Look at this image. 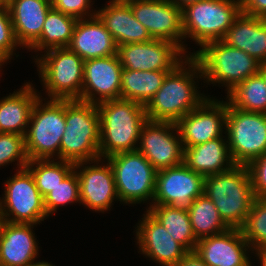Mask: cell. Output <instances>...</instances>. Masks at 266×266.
<instances>
[{
    "label": "cell",
    "instance_id": "e0dca14e",
    "mask_svg": "<svg viewBox=\"0 0 266 266\" xmlns=\"http://www.w3.org/2000/svg\"><path fill=\"white\" fill-rule=\"evenodd\" d=\"M101 160L103 159L91 161L94 165H88L91 164L90 161L74 165L79 181L80 204L95 212L108 211L114 199L119 201L112 167L109 162L98 165Z\"/></svg>",
    "mask_w": 266,
    "mask_h": 266
},
{
    "label": "cell",
    "instance_id": "6da1fadb",
    "mask_svg": "<svg viewBox=\"0 0 266 266\" xmlns=\"http://www.w3.org/2000/svg\"><path fill=\"white\" fill-rule=\"evenodd\" d=\"M195 78H203L200 64L187 55L145 106L147 120L176 123L197 108L207 96L198 92Z\"/></svg>",
    "mask_w": 266,
    "mask_h": 266
},
{
    "label": "cell",
    "instance_id": "52a82bcc",
    "mask_svg": "<svg viewBox=\"0 0 266 266\" xmlns=\"http://www.w3.org/2000/svg\"><path fill=\"white\" fill-rule=\"evenodd\" d=\"M41 95L31 110L25 135V150L29 160L59 159L62 136L65 132V100L42 102ZM56 153V154H55Z\"/></svg>",
    "mask_w": 266,
    "mask_h": 266
},
{
    "label": "cell",
    "instance_id": "5b68a950",
    "mask_svg": "<svg viewBox=\"0 0 266 266\" xmlns=\"http://www.w3.org/2000/svg\"><path fill=\"white\" fill-rule=\"evenodd\" d=\"M188 56H193L200 64L203 80L208 84L224 85L227 93L248 77L259 73L261 65L245 51L228 46L221 40L206 43Z\"/></svg>",
    "mask_w": 266,
    "mask_h": 266
},
{
    "label": "cell",
    "instance_id": "83f0119b",
    "mask_svg": "<svg viewBox=\"0 0 266 266\" xmlns=\"http://www.w3.org/2000/svg\"><path fill=\"white\" fill-rule=\"evenodd\" d=\"M167 71H139L122 68L120 98L146 106L162 86Z\"/></svg>",
    "mask_w": 266,
    "mask_h": 266
},
{
    "label": "cell",
    "instance_id": "2e32d148",
    "mask_svg": "<svg viewBox=\"0 0 266 266\" xmlns=\"http://www.w3.org/2000/svg\"><path fill=\"white\" fill-rule=\"evenodd\" d=\"M216 100L207 97L197 108L176 122L184 148L223 136L227 101Z\"/></svg>",
    "mask_w": 266,
    "mask_h": 266
},
{
    "label": "cell",
    "instance_id": "d4e9b609",
    "mask_svg": "<svg viewBox=\"0 0 266 266\" xmlns=\"http://www.w3.org/2000/svg\"><path fill=\"white\" fill-rule=\"evenodd\" d=\"M221 41L228 46L245 51L260 63H265L266 19L241 12Z\"/></svg>",
    "mask_w": 266,
    "mask_h": 266
},
{
    "label": "cell",
    "instance_id": "74e56055",
    "mask_svg": "<svg viewBox=\"0 0 266 266\" xmlns=\"http://www.w3.org/2000/svg\"><path fill=\"white\" fill-rule=\"evenodd\" d=\"M91 0H52V7L77 19H87L96 16V10H89ZM92 12V13H91Z\"/></svg>",
    "mask_w": 266,
    "mask_h": 266
},
{
    "label": "cell",
    "instance_id": "603a6c76",
    "mask_svg": "<svg viewBox=\"0 0 266 266\" xmlns=\"http://www.w3.org/2000/svg\"><path fill=\"white\" fill-rule=\"evenodd\" d=\"M96 16L110 32L117 46L151 41L146 28L135 18L125 0H112Z\"/></svg>",
    "mask_w": 266,
    "mask_h": 266
},
{
    "label": "cell",
    "instance_id": "bcb514c9",
    "mask_svg": "<svg viewBox=\"0 0 266 266\" xmlns=\"http://www.w3.org/2000/svg\"><path fill=\"white\" fill-rule=\"evenodd\" d=\"M9 0H0V7H6L8 6Z\"/></svg>",
    "mask_w": 266,
    "mask_h": 266
},
{
    "label": "cell",
    "instance_id": "8992f818",
    "mask_svg": "<svg viewBox=\"0 0 266 266\" xmlns=\"http://www.w3.org/2000/svg\"><path fill=\"white\" fill-rule=\"evenodd\" d=\"M242 12L241 0H200L182 8L184 38H192L200 49L220 41Z\"/></svg>",
    "mask_w": 266,
    "mask_h": 266
},
{
    "label": "cell",
    "instance_id": "8fae6325",
    "mask_svg": "<svg viewBox=\"0 0 266 266\" xmlns=\"http://www.w3.org/2000/svg\"><path fill=\"white\" fill-rule=\"evenodd\" d=\"M5 185L4 196L0 198V220L36 225L48 218L44 197L26 167L18 169Z\"/></svg>",
    "mask_w": 266,
    "mask_h": 266
},
{
    "label": "cell",
    "instance_id": "60d3db41",
    "mask_svg": "<svg viewBox=\"0 0 266 266\" xmlns=\"http://www.w3.org/2000/svg\"><path fill=\"white\" fill-rule=\"evenodd\" d=\"M176 266H207L195 251H189Z\"/></svg>",
    "mask_w": 266,
    "mask_h": 266
},
{
    "label": "cell",
    "instance_id": "f1b7e54d",
    "mask_svg": "<svg viewBox=\"0 0 266 266\" xmlns=\"http://www.w3.org/2000/svg\"><path fill=\"white\" fill-rule=\"evenodd\" d=\"M77 21V18L63 14L52 7L46 15L40 37L28 50L40 52L44 50L45 52L50 49L68 47Z\"/></svg>",
    "mask_w": 266,
    "mask_h": 266
},
{
    "label": "cell",
    "instance_id": "7a4b0ae2",
    "mask_svg": "<svg viewBox=\"0 0 266 266\" xmlns=\"http://www.w3.org/2000/svg\"><path fill=\"white\" fill-rule=\"evenodd\" d=\"M97 109L101 159L120 152L136 151L142 126L147 121L145 106L119 98L100 102Z\"/></svg>",
    "mask_w": 266,
    "mask_h": 266
},
{
    "label": "cell",
    "instance_id": "30bf717a",
    "mask_svg": "<svg viewBox=\"0 0 266 266\" xmlns=\"http://www.w3.org/2000/svg\"><path fill=\"white\" fill-rule=\"evenodd\" d=\"M226 131L229 151L237 165H248L266 152V114L242 111L227 101Z\"/></svg>",
    "mask_w": 266,
    "mask_h": 266
},
{
    "label": "cell",
    "instance_id": "f6af8a7d",
    "mask_svg": "<svg viewBox=\"0 0 266 266\" xmlns=\"http://www.w3.org/2000/svg\"><path fill=\"white\" fill-rule=\"evenodd\" d=\"M31 266H54L53 264L48 263L47 261H36L35 263H33Z\"/></svg>",
    "mask_w": 266,
    "mask_h": 266
},
{
    "label": "cell",
    "instance_id": "277c9868",
    "mask_svg": "<svg viewBox=\"0 0 266 266\" xmlns=\"http://www.w3.org/2000/svg\"><path fill=\"white\" fill-rule=\"evenodd\" d=\"M65 124L59 160L76 164L101 158L97 104L81 100H65Z\"/></svg>",
    "mask_w": 266,
    "mask_h": 266
},
{
    "label": "cell",
    "instance_id": "5bb4252c",
    "mask_svg": "<svg viewBox=\"0 0 266 266\" xmlns=\"http://www.w3.org/2000/svg\"><path fill=\"white\" fill-rule=\"evenodd\" d=\"M117 56L122 68L125 69L171 72L187 54L170 41L152 39L147 42L119 45Z\"/></svg>",
    "mask_w": 266,
    "mask_h": 266
},
{
    "label": "cell",
    "instance_id": "d590c367",
    "mask_svg": "<svg viewBox=\"0 0 266 266\" xmlns=\"http://www.w3.org/2000/svg\"><path fill=\"white\" fill-rule=\"evenodd\" d=\"M15 161H18L19 169L25 168L29 162L25 150V135L0 133V166Z\"/></svg>",
    "mask_w": 266,
    "mask_h": 266
},
{
    "label": "cell",
    "instance_id": "4fadbf2b",
    "mask_svg": "<svg viewBox=\"0 0 266 266\" xmlns=\"http://www.w3.org/2000/svg\"><path fill=\"white\" fill-rule=\"evenodd\" d=\"M139 141L137 150L157 171L184 163V147L176 123L147 120Z\"/></svg>",
    "mask_w": 266,
    "mask_h": 266
},
{
    "label": "cell",
    "instance_id": "ffe728a7",
    "mask_svg": "<svg viewBox=\"0 0 266 266\" xmlns=\"http://www.w3.org/2000/svg\"><path fill=\"white\" fill-rule=\"evenodd\" d=\"M141 219L135 230L140 252L161 266H176L189 251L148 211Z\"/></svg>",
    "mask_w": 266,
    "mask_h": 266
},
{
    "label": "cell",
    "instance_id": "44dd1931",
    "mask_svg": "<svg viewBox=\"0 0 266 266\" xmlns=\"http://www.w3.org/2000/svg\"><path fill=\"white\" fill-rule=\"evenodd\" d=\"M34 224L0 220V266H31L38 255Z\"/></svg>",
    "mask_w": 266,
    "mask_h": 266
},
{
    "label": "cell",
    "instance_id": "d6986e66",
    "mask_svg": "<svg viewBox=\"0 0 266 266\" xmlns=\"http://www.w3.org/2000/svg\"><path fill=\"white\" fill-rule=\"evenodd\" d=\"M248 249L251 251L241 229L229 228L199 239L194 251L207 266H252Z\"/></svg>",
    "mask_w": 266,
    "mask_h": 266
},
{
    "label": "cell",
    "instance_id": "836d02e7",
    "mask_svg": "<svg viewBox=\"0 0 266 266\" xmlns=\"http://www.w3.org/2000/svg\"><path fill=\"white\" fill-rule=\"evenodd\" d=\"M241 231L252 253L266 246V198L255 197Z\"/></svg>",
    "mask_w": 266,
    "mask_h": 266
},
{
    "label": "cell",
    "instance_id": "f546056e",
    "mask_svg": "<svg viewBox=\"0 0 266 266\" xmlns=\"http://www.w3.org/2000/svg\"><path fill=\"white\" fill-rule=\"evenodd\" d=\"M146 210L166 228L175 241L188 251H194L198 240L194 236L187 209L171 205H150Z\"/></svg>",
    "mask_w": 266,
    "mask_h": 266
},
{
    "label": "cell",
    "instance_id": "8d00e7d4",
    "mask_svg": "<svg viewBox=\"0 0 266 266\" xmlns=\"http://www.w3.org/2000/svg\"><path fill=\"white\" fill-rule=\"evenodd\" d=\"M19 46L20 44L14 34L8 6L0 7V54L9 61Z\"/></svg>",
    "mask_w": 266,
    "mask_h": 266
},
{
    "label": "cell",
    "instance_id": "4316f807",
    "mask_svg": "<svg viewBox=\"0 0 266 266\" xmlns=\"http://www.w3.org/2000/svg\"><path fill=\"white\" fill-rule=\"evenodd\" d=\"M26 82L18 91L0 100V133L26 135L31 110L40 94Z\"/></svg>",
    "mask_w": 266,
    "mask_h": 266
},
{
    "label": "cell",
    "instance_id": "f35d334b",
    "mask_svg": "<svg viewBox=\"0 0 266 266\" xmlns=\"http://www.w3.org/2000/svg\"><path fill=\"white\" fill-rule=\"evenodd\" d=\"M255 197L266 198V152L248 165Z\"/></svg>",
    "mask_w": 266,
    "mask_h": 266
},
{
    "label": "cell",
    "instance_id": "e575fe53",
    "mask_svg": "<svg viewBox=\"0 0 266 266\" xmlns=\"http://www.w3.org/2000/svg\"><path fill=\"white\" fill-rule=\"evenodd\" d=\"M80 203L79 181L76 171L73 169L67 177L44 197V206L47 216L57 210L59 206Z\"/></svg>",
    "mask_w": 266,
    "mask_h": 266
},
{
    "label": "cell",
    "instance_id": "7dc6e473",
    "mask_svg": "<svg viewBox=\"0 0 266 266\" xmlns=\"http://www.w3.org/2000/svg\"><path fill=\"white\" fill-rule=\"evenodd\" d=\"M4 63H7V60L0 54V68L4 65Z\"/></svg>",
    "mask_w": 266,
    "mask_h": 266
},
{
    "label": "cell",
    "instance_id": "1f68e13d",
    "mask_svg": "<svg viewBox=\"0 0 266 266\" xmlns=\"http://www.w3.org/2000/svg\"><path fill=\"white\" fill-rule=\"evenodd\" d=\"M227 94L226 99L233 107L266 114V81L260 72L237 84Z\"/></svg>",
    "mask_w": 266,
    "mask_h": 266
},
{
    "label": "cell",
    "instance_id": "4dcf8cb0",
    "mask_svg": "<svg viewBox=\"0 0 266 266\" xmlns=\"http://www.w3.org/2000/svg\"><path fill=\"white\" fill-rule=\"evenodd\" d=\"M187 211L197 240L229 229L222 220L215 204L205 194L197 197Z\"/></svg>",
    "mask_w": 266,
    "mask_h": 266
},
{
    "label": "cell",
    "instance_id": "7c38bea8",
    "mask_svg": "<svg viewBox=\"0 0 266 266\" xmlns=\"http://www.w3.org/2000/svg\"><path fill=\"white\" fill-rule=\"evenodd\" d=\"M135 18L146 28L152 39L167 40L184 53L186 47L182 28V9L173 0H125ZM182 39V40H181Z\"/></svg>",
    "mask_w": 266,
    "mask_h": 266
},
{
    "label": "cell",
    "instance_id": "ab89813d",
    "mask_svg": "<svg viewBox=\"0 0 266 266\" xmlns=\"http://www.w3.org/2000/svg\"><path fill=\"white\" fill-rule=\"evenodd\" d=\"M242 13L266 19V0H241Z\"/></svg>",
    "mask_w": 266,
    "mask_h": 266
},
{
    "label": "cell",
    "instance_id": "9a60e30c",
    "mask_svg": "<svg viewBox=\"0 0 266 266\" xmlns=\"http://www.w3.org/2000/svg\"><path fill=\"white\" fill-rule=\"evenodd\" d=\"M204 177L184 163L157 171L155 193L150 205L188 209L203 194Z\"/></svg>",
    "mask_w": 266,
    "mask_h": 266
},
{
    "label": "cell",
    "instance_id": "c3c4849f",
    "mask_svg": "<svg viewBox=\"0 0 266 266\" xmlns=\"http://www.w3.org/2000/svg\"><path fill=\"white\" fill-rule=\"evenodd\" d=\"M261 251L266 255V246Z\"/></svg>",
    "mask_w": 266,
    "mask_h": 266
},
{
    "label": "cell",
    "instance_id": "7402d4cb",
    "mask_svg": "<svg viewBox=\"0 0 266 266\" xmlns=\"http://www.w3.org/2000/svg\"><path fill=\"white\" fill-rule=\"evenodd\" d=\"M68 48L84 61L117 54V44L97 16L78 19Z\"/></svg>",
    "mask_w": 266,
    "mask_h": 266
},
{
    "label": "cell",
    "instance_id": "d6a6232c",
    "mask_svg": "<svg viewBox=\"0 0 266 266\" xmlns=\"http://www.w3.org/2000/svg\"><path fill=\"white\" fill-rule=\"evenodd\" d=\"M54 159L29 160L26 166L43 197L48 195L74 169V163L63 160L55 162Z\"/></svg>",
    "mask_w": 266,
    "mask_h": 266
},
{
    "label": "cell",
    "instance_id": "b9f144b4",
    "mask_svg": "<svg viewBox=\"0 0 266 266\" xmlns=\"http://www.w3.org/2000/svg\"><path fill=\"white\" fill-rule=\"evenodd\" d=\"M200 0H173V2L179 7V8H184L188 4L195 3Z\"/></svg>",
    "mask_w": 266,
    "mask_h": 266
},
{
    "label": "cell",
    "instance_id": "9c48e42d",
    "mask_svg": "<svg viewBox=\"0 0 266 266\" xmlns=\"http://www.w3.org/2000/svg\"><path fill=\"white\" fill-rule=\"evenodd\" d=\"M110 163L120 203L153 202L157 170L138 150L120 152L106 158Z\"/></svg>",
    "mask_w": 266,
    "mask_h": 266
},
{
    "label": "cell",
    "instance_id": "3957f363",
    "mask_svg": "<svg viewBox=\"0 0 266 266\" xmlns=\"http://www.w3.org/2000/svg\"><path fill=\"white\" fill-rule=\"evenodd\" d=\"M229 228L241 229L255 199L247 165L204 177V190Z\"/></svg>",
    "mask_w": 266,
    "mask_h": 266
},
{
    "label": "cell",
    "instance_id": "484cf974",
    "mask_svg": "<svg viewBox=\"0 0 266 266\" xmlns=\"http://www.w3.org/2000/svg\"><path fill=\"white\" fill-rule=\"evenodd\" d=\"M223 138L184 148V164L203 177L229 170L236 164L232 160L228 142Z\"/></svg>",
    "mask_w": 266,
    "mask_h": 266
},
{
    "label": "cell",
    "instance_id": "ac0fdd59",
    "mask_svg": "<svg viewBox=\"0 0 266 266\" xmlns=\"http://www.w3.org/2000/svg\"><path fill=\"white\" fill-rule=\"evenodd\" d=\"M121 70L117 54L84 61L81 101L99 104L119 99Z\"/></svg>",
    "mask_w": 266,
    "mask_h": 266
},
{
    "label": "cell",
    "instance_id": "ee69618b",
    "mask_svg": "<svg viewBox=\"0 0 266 266\" xmlns=\"http://www.w3.org/2000/svg\"><path fill=\"white\" fill-rule=\"evenodd\" d=\"M259 72L262 74V76L264 77V79L266 81V62L261 63Z\"/></svg>",
    "mask_w": 266,
    "mask_h": 266
},
{
    "label": "cell",
    "instance_id": "cb8c5ba5",
    "mask_svg": "<svg viewBox=\"0 0 266 266\" xmlns=\"http://www.w3.org/2000/svg\"><path fill=\"white\" fill-rule=\"evenodd\" d=\"M50 0H9L8 9L17 42L29 48L41 35Z\"/></svg>",
    "mask_w": 266,
    "mask_h": 266
},
{
    "label": "cell",
    "instance_id": "ba28073f",
    "mask_svg": "<svg viewBox=\"0 0 266 266\" xmlns=\"http://www.w3.org/2000/svg\"><path fill=\"white\" fill-rule=\"evenodd\" d=\"M35 60L50 99L81 100L84 60L78 54L68 47L55 48Z\"/></svg>",
    "mask_w": 266,
    "mask_h": 266
},
{
    "label": "cell",
    "instance_id": "7bdbcfd3",
    "mask_svg": "<svg viewBox=\"0 0 266 266\" xmlns=\"http://www.w3.org/2000/svg\"><path fill=\"white\" fill-rule=\"evenodd\" d=\"M256 255L260 260L261 266H266V255L262 251L257 252Z\"/></svg>",
    "mask_w": 266,
    "mask_h": 266
}]
</instances>
